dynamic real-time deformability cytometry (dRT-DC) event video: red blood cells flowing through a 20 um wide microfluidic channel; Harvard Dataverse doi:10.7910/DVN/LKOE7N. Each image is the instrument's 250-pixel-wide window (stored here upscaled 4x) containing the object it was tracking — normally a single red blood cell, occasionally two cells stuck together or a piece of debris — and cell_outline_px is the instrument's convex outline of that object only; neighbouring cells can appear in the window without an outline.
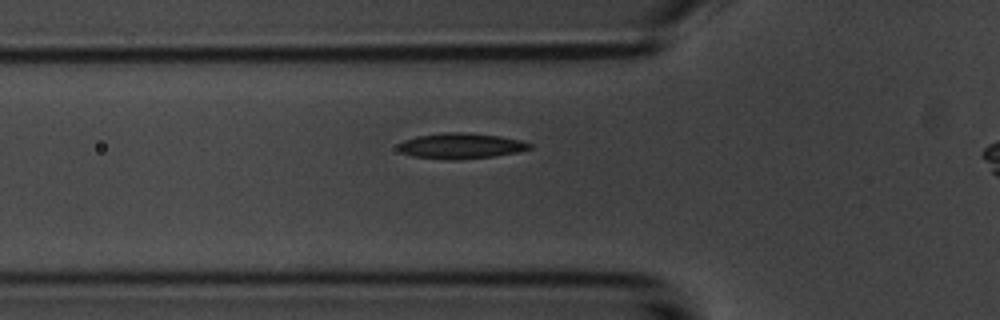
{"species": "common noctule bat (a hibernating species)", "species_latin": "Nyctalus noctula", "temperature_condition": "room temperature", "stored_images_in_passage": 9, "camera_frame_rate_fps": 3000, "um_per_image_px": 0.085, "animal": {"sex": "male", "body_mass_g": 20.1, "forearm_length_mm": 53.5}, "frame": {"image": 1, "passage_image": 9, "time_ms": 10.0, "image_size_px": [1000, 320], "cell_outline_px": [[532, 148], [516, 152], [492, 156], [460, 160], [444, 160], [412, 156], [400, 152], [396, 148], [404, 140], [416, 136], [444, 132], [464, 132], [500, 136], [520, 140], [532, 144]], "centroid_in_image_um": [39.13, 12.4], "position_along_channel_um": 86.7, "area_um2": 19.71}}